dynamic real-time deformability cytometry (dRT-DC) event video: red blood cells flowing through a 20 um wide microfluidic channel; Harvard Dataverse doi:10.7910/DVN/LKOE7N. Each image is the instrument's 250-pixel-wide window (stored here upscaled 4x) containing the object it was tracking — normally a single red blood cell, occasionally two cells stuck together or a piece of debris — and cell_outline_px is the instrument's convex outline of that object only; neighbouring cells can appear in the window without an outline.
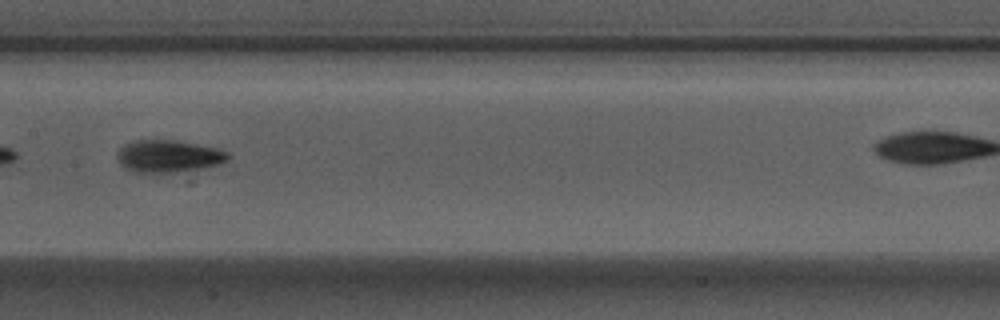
{"species": "Egyptian fruit bat (a non-hibernating species)", "species_latin": "Rousettus aegyptiacus", "temperature_condition": "warm", "stored_images_in_passage": 6, "camera_frame_rate_fps": 3000, "um_per_image_px": 0.085, "animal": {"sex": "male"}, "frame": {"image": 1, "passage_image": 4, "time_ms": 1.0, "image_size_px": [1000, 320], "cell_outline_px": [[228, 160], [220, 164], [200, 168], [156, 176], [136, 172], [128, 168], [116, 156], [116, 152], [124, 144], [136, 140], [176, 140], [216, 148], [228, 152]], "centroid_in_image_um": [14.31, 13.3], "position_along_channel_um": 193.1, "area_um2": 21.1}}
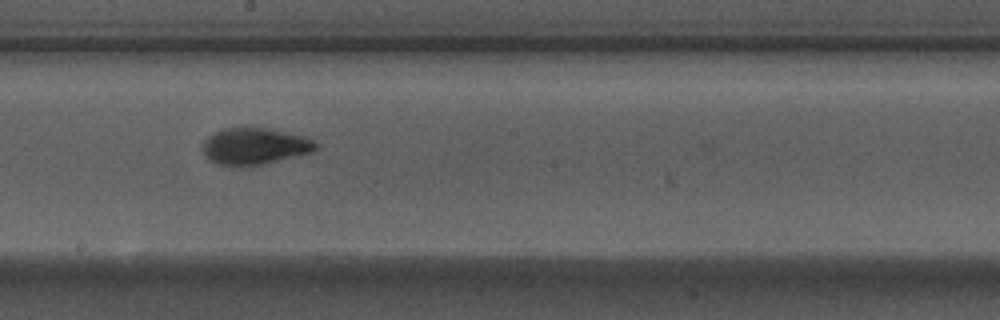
{"frame": {"image": 2, "passage_image": 5, "time_ms": 1.333, "image_size_px": [1000, 320], "cell_outline_px": [[320, 148], [312, 152], [260, 164], [216, 164], [200, 148], [200, 144], [208, 136], [220, 128], [268, 128], [304, 136], [320, 144]], "centroid_in_image_um": [21.66, 12.39], "position_along_channel_um": 226.5, "area_um2": 23.76}}
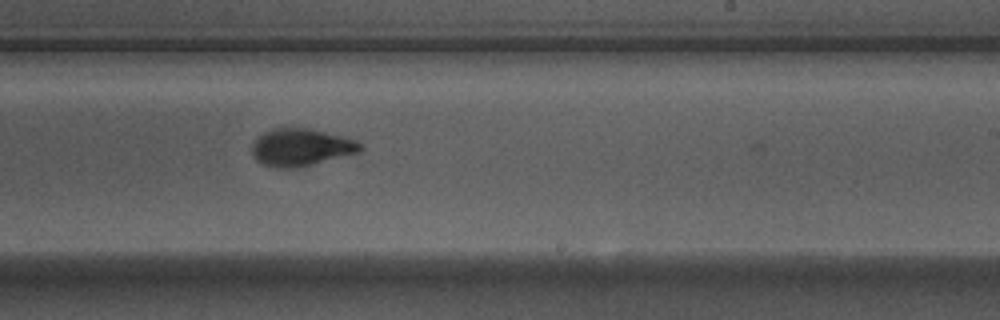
{"frame": {"image": 3, "passage_image": 6, "time_ms": 1.667, "image_size_px": [1000, 320], "cell_outline_px": [[364, 148], [360, 152], [296, 168], [280, 168], [264, 164], [256, 160], [252, 156], [252, 144], [264, 132], [272, 128], [308, 128], [340, 136], [352, 140], [360, 144]], "centroid_in_image_um": [25.55, 12.53], "position_along_channel_um": 263.4, "area_um2": 23.18}}